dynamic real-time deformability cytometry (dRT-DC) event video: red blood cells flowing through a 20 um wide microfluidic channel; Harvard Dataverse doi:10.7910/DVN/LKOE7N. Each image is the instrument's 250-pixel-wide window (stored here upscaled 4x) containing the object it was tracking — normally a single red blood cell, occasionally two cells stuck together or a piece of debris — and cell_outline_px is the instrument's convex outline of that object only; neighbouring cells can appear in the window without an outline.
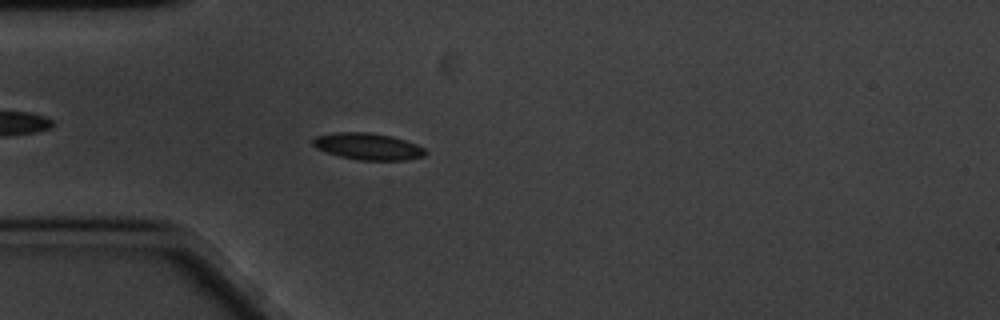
{"species": "common noctule bat (a hibernating species)", "species_latin": "Nyctalus noctula", "temperature_condition": "cold", "stored_images_in_passage": 59, "camera_frame_rate_fps": 3000, "um_per_image_px": 0.085, "animal": {"sex": "male", "body_mass_g": 20.1, "forearm_length_mm": 53.5}, "frame": {"image": 1, "passage_image": 16, "time_ms": 5.0, "image_size_px": [1000, 320], "cell_outline_px": [[428, 152], [424, 156], [404, 160], [356, 160], [340, 156], [316, 148], [312, 144], [312, 140], [316, 136], [336, 132], [368, 132], [392, 136], [416, 144], [424, 148]], "centroid_in_image_um": [31.28, 12.44], "position_along_channel_um": 53.7, "area_um2": 17.46}}
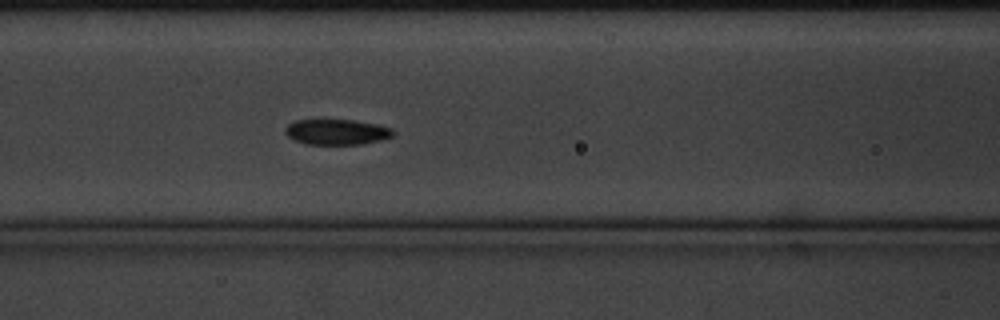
{"frame": {"image": 2, "passage_image": 24, "time_ms": 7.667, "image_size_px": [1000, 320], "cell_outline_px": [[396, 132], [392, 136], [380, 140], [364, 144], [304, 144], [292, 140], [284, 132], [284, 128], [288, 124], [296, 120], [352, 120], [376, 124], [392, 128]], "centroid_in_image_um": [28.6, 11.22], "position_along_channel_um": 138.0, "area_um2": 16.13}}
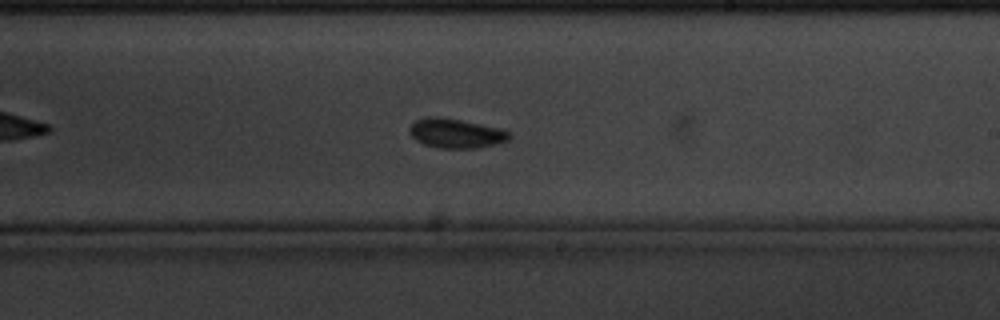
{"frame": {"image": 3, "passage_image": 34, "time_ms": 11.0, "image_size_px": [1000, 320], "cell_outline_px": [[508, 140], [476, 148], [440, 148], [424, 144], [416, 140], [408, 132], [408, 128], [416, 120], [428, 116], [440, 116], [480, 124], [496, 128], [508, 132]], "centroid_in_image_um": [38.65, 11.32], "position_along_channel_um": 250.3, "area_um2": 16.76}}